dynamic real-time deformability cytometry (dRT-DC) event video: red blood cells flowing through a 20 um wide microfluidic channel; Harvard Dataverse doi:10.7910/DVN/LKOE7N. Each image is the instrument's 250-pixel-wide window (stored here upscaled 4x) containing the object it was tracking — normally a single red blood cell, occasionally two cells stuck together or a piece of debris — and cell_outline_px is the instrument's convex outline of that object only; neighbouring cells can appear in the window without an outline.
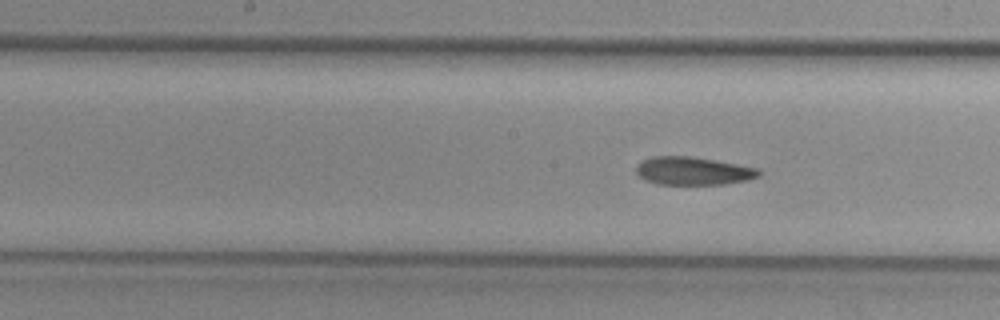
{"species": "common noctule bat (a hibernating species)", "species_latin": "Nyctalus noctula", "temperature_condition": "cold", "stored_images_in_passage": 7, "camera_frame_rate_fps": 3000, "um_per_image_px": 0.085, "animal": {"sex": "female", "body_mass_g": 29.2, "forearm_length_mm": 56.3}, "frame": {"image": 1, "passage_image": 6, "time_ms": 1.667, "image_size_px": [1000, 320], "cell_outline_px": [[760, 176], [748, 180], [724, 184], [656, 184], [644, 180], [636, 172], [636, 164], [652, 156], [688, 156], [760, 168]], "centroid_in_image_um": [58.9, 14.53], "position_along_channel_um": 189.3, "area_um2": 20.0}}
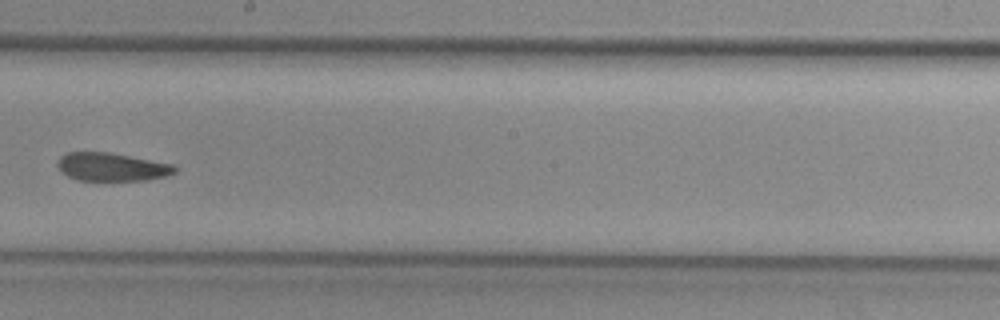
{"frame": {"image": 2, "passage_image": 7, "time_ms": 2.0, "image_size_px": [1000, 320], "cell_outline_px": [[176, 172], [168, 176], [148, 180], [76, 180], [60, 172], [56, 164], [60, 156], [68, 152], [108, 152], [172, 164], [176, 168]], "centroid_in_image_um": [9.47, 14.19], "position_along_channel_um": 238.7, "area_um2": 19.31}}